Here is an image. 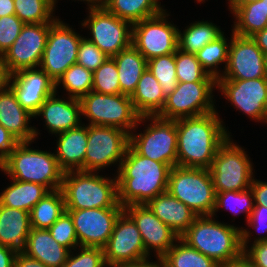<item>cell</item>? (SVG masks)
I'll return each mask as SVG.
<instances>
[{"label":"cell","instance_id":"25","mask_svg":"<svg viewBox=\"0 0 267 267\" xmlns=\"http://www.w3.org/2000/svg\"><path fill=\"white\" fill-rule=\"evenodd\" d=\"M147 205L163 223L181 237L194 222L197 215L168 191L151 199Z\"/></svg>","mask_w":267,"mask_h":267},{"label":"cell","instance_id":"24","mask_svg":"<svg viewBox=\"0 0 267 267\" xmlns=\"http://www.w3.org/2000/svg\"><path fill=\"white\" fill-rule=\"evenodd\" d=\"M55 157L64 172L85 171L88 124L58 134Z\"/></svg>","mask_w":267,"mask_h":267},{"label":"cell","instance_id":"27","mask_svg":"<svg viewBox=\"0 0 267 267\" xmlns=\"http://www.w3.org/2000/svg\"><path fill=\"white\" fill-rule=\"evenodd\" d=\"M31 230L30 213L0 204V245L22 251Z\"/></svg>","mask_w":267,"mask_h":267},{"label":"cell","instance_id":"43","mask_svg":"<svg viewBox=\"0 0 267 267\" xmlns=\"http://www.w3.org/2000/svg\"><path fill=\"white\" fill-rule=\"evenodd\" d=\"M48 231L54 240H56L60 245L68 248L70 251L79 247L73 220L67 211H65L51 225Z\"/></svg>","mask_w":267,"mask_h":267},{"label":"cell","instance_id":"1","mask_svg":"<svg viewBox=\"0 0 267 267\" xmlns=\"http://www.w3.org/2000/svg\"><path fill=\"white\" fill-rule=\"evenodd\" d=\"M219 114L176 120L177 166L209 169L218 148L229 138Z\"/></svg>","mask_w":267,"mask_h":267},{"label":"cell","instance_id":"59","mask_svg":"<svg viewBox=\"0 0 267 267\" xmlns=\"http://www.w3.org/2000/svg\"><path fill=\"white\" fill-rule=\"evenodd\" d=\"M52 1H53L54 8H55V4L57 0H52ZM80 1H86L89 9L102 8L104 7V4H105V0H80Z\"/></svg>","mask_w":267,"mask_h":267},{"label":"cell","instance_id":"26","mask_svg":"<svg viewBox=\"0 0 267 267\" xmlns=\"http://www.w3.org/2000/svg\"><path fill=\"white\" fill-rule=\"evenodd\" d=\"M22 252L47 267H62L70 250L54 240L48 229L31 228Z\"/></svg>","mask_w":267,"mask_h":267},{"label":"cell","instance_id":"33","mask_svg":"<svg viewBox=\"0 0 267 267\" xmlns=\"http://www.w3.org/2000/svg\"><path fill=\"white\" fill-rule=\"evenodd\" d=\"M223 31L212 22L195 21L181 33L178 30V49L196 54L206 44L219 37Z\"/></svg>","mask_w":267,"mask_h":267},{"label":"cell","instance_id":"12","mask_svg":"<svg viewBox=\"0 0 267 267\" xmlns=\"http://www.w3.org/2000/svg\"><path fill=\"white\" fill-rule=\"evenodd\" d=\"M164 10L159 15L133 23L132 45L148 61L178 49V28L167 21Z\"/></svg>","mask_w":267,"mask_h":267},{"label":"cell","instance_id":"4","mask_svg":"<svg viewBox=\"0 0 267 267\" xmlns=\"http://www.w3.org/2000/svg\"><path fill=\"white\" fill-rule=\"evenodd\" d=\"M34 141L19 142L0 166L11 179L45 186L49 191L61 189L64 171L55 154L29 148Z\"/></svg>","mask_w":267,"mask_h":267},{"label":"cell","instance_id":"30","mask_svg":"<svg viewBox=\"0 0 267 267\" xmlns=\"http://www.w3.org/2000/svg\"><path fill=\"white\" fill-rule=\"evenodd\" d=\"M0 194V204L30 213L31 209L50 191L37 183L12 179Z\"/></svg>","mask_w":267,"mask_h":267},{"label":"cell","instance_id":"6","mask_svg":"<svg viewBox=\"0 0 267 267\" xmlns=\"http://www.w3.org/2000/svg\"><path fill=\"white\" fill-rule=\"evenodd\" d=\"M167 191L197 216L213 214L216 193L209 169L172 167Z\"/></svg>","mask_w":267,"mask_h":267},{"label":"cell","instance_id":"58","mask_svg":"<svg viewBox=\"0 0 267 267\" xmlns=\"http://www.w3.org/2000/svg\"><path fill=\"white\" fill-rule=\"evenodd\" d=\"M230 11L233 13L238 7L248 3H253L259 0H228Z\"/></svg>","mask_w":267,"mask_h":267},{"label":"cell","instance_id":"60","mask_svg":"<svg viewBox=\"0 0 267 267\" xmlns=\"http://www.w3.org/2000/svg\"><path fill=\"white\" fill-rule=\"evenodd\" d=\"M264 67H265V77L267 78V55L264 58Z\"/></svg>","mask_w":267,"mask_h":267},{"label":"cell","instance_id":"34","mask_svg":"<svg viewBox=\"0 0 267 267\" xmlns=\"http://www.w3.org/2000/svg\"><path fill=\"white\" fill-rule=\"evenodd\" d=\"M233 15L236 17L233 33L243 37H251L267 27V13L263 0L238 7ZM236 23V24H235Z\"/></svg>","mask_w":267,"mask_h":267},{"label":"cell","instance_id":"22","mask_svg":"<svg viewBox=\"0 0 267 267\" xmlns=\"http://www.w3.org/2000/svg\"><path fill=\"white\" fill-rule=\"evenodd\" d=\"M57 90L50 95L41 105L35 115L43 116L49 132L59 134L81 125V103L77 98L69 97L68 100L56 98Z\"/></svg>","mask_w":267,"mask_h":267},{"label":"cell","instance_id":"14","mask_svg":"<svg viewBox=\"0 0 267 267\" xmlns=\"http://www.w3.org/2000/svg\"><path fill=\"white\" fill-rule=\"evenodd\" d=\"M82 36L59 18L50 26L40 68L56 83L63 73L76 64Z\"/></svg>","mask_w":267,"mask_h":267},{"label":"cell","instance_id":"50","mask_svg":"<svg viewBox=\"0 0 267 267\" xmlns=\"http://www.w3.org/2000/svg\"><path fill=\"white\" fill-rule=\"evenodd\" d=\"M250 189L254 195V205L267 206V182L257 179L252 180Z\"/></svg>","mask_w":267,"mask_h":267},{"label":"cell","instance_id":"36","mask_svg":"<svg viewBox=\"0 0 267 267\" xmlns=\"http://www.w3.org/2000/svg\"><path fill=\"white\" fill-rule=\"evenodd\" d=\"M229 43L224 36V32L215 40L206 44L195 55L200 62L202 68L216 80L221 77L222 73L218 70V65L225 63V68L228 61ZM217 69V70H216Z\"/></svg>","mask_w":267,"mask_h":267},{"label":"cell","instance_id":"57","mask_svg":"<svg viewBox=\"0 0 267 267\" xmlns=\"http://www.w3.org/2000/svg\"><path fill=\"white\" fill-rule=\"evenodd\" d=\"M9 74L5 68V65L0 57V91L8 85Z\"/></svg>","mask_w":267,"mask_h":267},{"label":"cell","instance_id":"46","mask_svg":"<svg viewBox=\"0 0 267 267\" xmlns=\"http://www.w3.org/2000/svg\"><path fill=\"white\" fill-rule=\"evenodd\" d=\"M24 25L15 14L0 18V57L12 46Z\"/></svg>","mask_w":267,"mask_h":267},{"label":"cell","instance_id":"45","mask_svg":"<svg viewBox=\"0 0 267 267\" xmlns=\"http://www.w3.org/2000/svg\"><path fill=\"white\" fill-rule=\"evenodd\" d=\"M79 247L81 251L76 256L70 251L67 261L62 267H107L102 248Z\"/></svg>","mask_w":267,"mask_h":267},{"label":"cell","instance_id":"11","mask_svg":"<svg viewBox=\"0 0 267 267\" xmlns=\"http://www.w3.org/2000/svg\"><path fill=\"white\" fill-rule=\"evenodd\" d=\"M216 86L217 82H178L157 116L177 120L216 111L212 95Z\"/></svg>","mask_w":267,"mask_h":267},{"label":"cell","instance_id":"37","mask_svg":"<svg viewBox=\"0 0 267 267\" xmlns=\"http://www.w3.org/2000/svg\"><path fill=\"white\" fill-rule=\"evenodd\" d=\"M15 15L24 24L54 23L52 0H14Z\"/></svg>","mask_w":267,"mask_h":267},{"label":"cell","instance_id":"51","mask_svg":"<svg viewBox=\"0 0 267 267\" xmlns=\"http://www.w3.org/2000/svg\"><path fill=\"white\" fill-rule=\"evenodd\" d=\"M14 267H47L42 262L26 255L22 251H18Z\"/></svg>","mask_w":267,"mask_h":267},{"label":"cell","instance_id":"13","mask_svg":"<svg viewBox=\"0 0 267 267\" xmlns=\"http://www.w3.org/2000/svg\"><path fill=\"white\" fill-rule=\"evenodd\" d=\"M89 16L82 26L90 30L92 41L107 56L113 57L132 45V26L104 7L89 9Z\"/></svg>","mask_w":267,"mask_h":267},{"label":"cell","instance_id":"18","mask_svg":"<svg viewBox=\"0 0 267 267\" xmlns=\"http://www.w3.org/2000/svg\"><path fill=\"white\" fill-rule=\"evenodd\" d=\"M66 211L72 217L79 246L103 249L124 207Z\"/></svg>","mask_w":267,"mask_h":267},{"label":"cell","instance_id":"29","mask_svg":"<svg viewBox=\"0 0 267 267\" xmlns=\"http://www.w3.org/2000/svg\"><path fill=\"white\" fill-rule=\"evenodd\" d=\"M112 58L118 69L121 94L131 96L143 72L147 69V60L133 45Z\"/></svg>","mask_w":267,"mask_h":267},{"label":"cell","instance_id":"19","mask_svg":"<svg viewBox=\"0 0 267 267\" xmlns=\"http://www.w3.org/2000/svg\"><path fill=\"white\" fill-rule=\"evenodd\" d=\"M225 71L218 79L249 80L265 77V54L251 37L233 33Z\"/></svg>","mask_w":267,"mask_h":267},{"label":"cell","instance_id":"40","mask_svg":"<svg viewBox=\"0 0 267 267\" xmlns=\"http://www.w3.org/2000/svg\"><path fill=\"white\" fill-rule=\"evenodd\" d=\"M175 63L178 82H217L202 68L195 54L177 49Z\"/></svg>","mask_w":267,"mask_h":267},{"label":"cell","instance_id":"10","mask_svg":"<svg viewBox=\"0 0 267 267\" xmlns=\"http://www.w3.org/2000/svg\"><path fill=\"white\" fill-rule=\"evenodd\" d=\"M85 171L97 172L117 164L118 169L130 145V134L113 126L88 125Z\"/></svg>","mask_w":267,"mask_h":267},{"label":"cell","instance_id":"17","mask_svg":"<svg viewBox=\"0 0 267 267\" xmlns=\"http://www.w3.org/2000/svg\"><path fill=\"white\" fill-rule=\"evenodd\" d=\"M216 87L233 107L258 122L267 123V78L217 79Z\"/></svg>","mask_w":267,"mask_h":267},{"label":"cell","instance_id":"53","mask_svg":"<svg viewBox=\"0 0 267 267\" xmlns=\"http://www.w3.org/2000/svg\"><path fill=\"white\" fill-rule=\"evenodd\" d=\"M251 38L256 42L262 52L267 55V27L256 32Z\"/></svg>","mask_w":267,"mask_h":267},{"label":"cell","instance_id":"55","mask_svg":"<svg viewBox=\"0 0 267 267\" xmlns=\"http://www.w3.org/2000/svg\"><path fill=\"white\" fill-rule=\"evenodd\" d=\"M15 14L14 0H0V18Z\"/></svg>","mask_w":267,"mask_h":267},{"label":"cell","instance_id":"7","mask_svg":"<svg viewBox=\"0 0 267 267\" xmlns=\"http://www.w3.org/2000/svg\"><path fill=\"white\" fill-rule=\"evenodd\" d=\"M79 100L82 115L90 119L89 125L113 126L130 134L143 123V116L136 112L128 95L90 91Z\"/></svg>","mask_w":267,"mask_h":267},{"label":"cell","instance_id":"52","mask_svg":"<svg viewBox=\"0 0 267 267\" xmlns=\"http://www.w3.org/2000/svg\"><path fill=\"white\" fill-rule=\"evenodd\" d=\"M17 251L0 245V267H14Z\"/></svg>","mask_w":267,"mask_h":267},{"label":"cell","instance_id":"20","mask_svg":"<svg viewBox=\"0 0 267 267\" xmlns=\"http://www.w3.org/2000/svg\"><path fill=\"white\" fill-rule=\"evenodd\" d=\"M124 211L134 220L141 234L147 256L150 250L161 259L180 237L158 217L147 204L127 205Z\"/></svg>","mask_w":267,"mask_h":267},{"label":"cell","instance_id":"44","mask_svg":"<svg viewBox=\"0 0 267 267\" xmlns=\"http://www.w3.org/2000/svg\"><path fill=\"white\" fill-rule=\"evenodd\" d=\"M109 56L102 52L88 38L82 37L78 46L76 64L83 66L85 69L94 72L102 65Z\"/></svg>","mask_w":267,"mask_h":267},{"label":"cell","instance_id":"35","mask_svg":"<svg viewBox=\"0 0 267 267\" xmlns=\"http://www.w3.org/2000/svg\"><path fill=\"white\" fill-rule=\"evenodd\" d=\"M177 243L161 258L162 267H219L213 259L190 247L181 238Z\"/></svg>","mask_w":267,"mask_h":267},{"label":"cell","instance_id":"48","mask_svg":"<svg viewBox=\"0 0 267 267\" xmlns=\"http://www.w3.org/2000/svg\"><path fill=\"white\" fill-rule=\"evenodd\" d=\"M248 227H253L258 233L265 232L264 236L255 238L253 243L267 241V206L254 205L250 218L247 220Z\"/></svg>","mask_w":267,"mask_h":267},{"label":"cell","instance_id":"39","mask_svg":"<svg viewBox=\"0 0 267 267\" xmlns=\"http://www.w3.org/2000/svg\"><path fill=\"white\" fill-rule=\"evenodd\" d=\"M147 68L158 80L167 98L177 86L175 53L161 55L147 61Z\"/></svg>","mask_w":267,"mask_h":267},{"label":"cell","instance_id":"62","mask_svg":"<svg viewBox=\"0 0 267 267\" xmlns=\"http://www.w3.org/2000/svg\"><path fill=\"white\" fill-rule=\"evenodd\" d=\"M202 1L205 2V0H197V2H199V3L202 2Z\"/></svg>","mask_w":267,"mask_h":267},{"label":"cell","instance_id":"38","mask_svg":"<svg viewBox=\"0 0 267 267\" xmlns=\"http://www.w3.org/2000/svg\"><path fill=\"white\" fill-rule=\"evenodd\" d=\"M63 84L69 97L80 99L93 88V72L78 64L71 65L55 83V89Z\"/></svg>","mask_w":267,"mask_h":267},{"label":"cell","instance_id":"9","mask_svg":"<svg viewBox=\"0 0 267 267\" xmlns=\"http://www.w3.org/2000/svg\"><path fill=\"white\" fill-rule=\"evenodd\" d=\"M151 121L145 131L130 133V146L140 155L157 162L177 166V127L176 120L158 116H143V121Z\"/></svg>","mask_w":267,"mask_h":267},{"label":"cell","instance_id":"15","mask_svg":"<svg viewBox=\"0 0 267 267\" xmlns=\"http://www.w3.org/2000/svg\"><path fill=\"white\" fill-rule=\"evenodd\" d=\"M52 24L23 26L15 42L1 57L9 75L22 69L39 68Z\"/></svg>","mask_w":267,"mask_h":267},{"label":"cell","instance_id":"5","mask_svg":"<svg viewBox=\"0 0 267 267\" xmlns=\"http://www.w3.org/2000/svg\"><path fill=\"white\" fill-rule=\"evenodd\" d=\"M61 191L66 210L123 207L118 202L117 178L97 172H64Z\"/></svg>","mask_w":267,"mask_h":267},{"label":"cell","instance_id":"16","mask_svg":"<svg viewBox=\"0 0 267 267\" xmlns=\"http://www.w3.org/2000/svg\"><path fill=\"white\" fill-rule=\"evenodd\" d=\"M103 251L107 267L149 259L137 225L125 211L116 220Z\"/></svg>","mask_w":267,"mask_h":267},{"label":"cell","instance_id":"28","mask_svg":"<svg viewBox=\"0 0 267 267\" xmlns=\"http://www.w3.org/2000/svg\"><path fill=\"white\" fill-rule=\"evenodd\" d=\"M130 98L140 116H157L166 102L161 85L148 68L143 72Z\"/></svg>","mask_w":267,"mask_h":267},{"label":"cell","instance_id":"47","mask_svg":"<svg viewBox=\"0 0 267 267\" xmlns=\"http://www.w3.org/2000/svg\"><path fill=\"white\" fill-rule=\"evenodd\" d=\"M251 232L242 227L241 229V248L245 257L254 267H267V241L253 243L250 249H247ZM250 237V238H249Z\"/></svg>","mask_w":267,"mask_h":267},{"label":"cell","instance_id":"31","mask_svg":"<svg viewBox=\"0 0 267 267\" xmlns=\"http://www.w3.org/2000/svg\"><path fill=\"white\" fill-rule=\"evenodd\" d=\"M159 3L158 0H105L104 8L133 24L162 13L165 9Z\"/></svg>","mask_w":267,"mask_h":267},{"label":"cell","instance_id":"49","mask_svg":"<svg viewBox=\"0 0 267 267\" xmlns=\"http://www.w3.org/2000/svg\"><path fill=\"white\" fill-rule=\"evenodd\" d=\"M19 141L2 125H0V166L6 161L9 153Z\"/></svg>","mask_w":267,"mask_h":267},{"label":"cell","instance_id":"8","mask_svg":"<svg viewBox=\"0 0 267 267\" xmlns=\"http://www.w3.org/2000/svg\"><path fill=\"white\" fill-rule=\"evenodd\" d=\"M246 151L229 138L218 148L209 168L215 193L249 189L253 180V165Z\"/></svg>","mask_w":267,"mask_h":267},{"label":"cell","instance_id":"56","mask_svg":"<svg viewBox=\"0 0 267 267\" xmlns=\"http://www.w3.org/2000/svg\"><path fill=\"white\" fill-rule=\"evenodd\" d=\"M114 267H162L161 259H158L156 262H150L148 259L135 262V263H126V264H120Z\"/></svg>","mask_w":267,"mask_h":267},{"label":"cell","instance_id":"54","mask_svg":"<svg viewBox=\"0 0 267 267\" xmlns=\"http://www.w3.org/2000/svg\"><path fill=\"white\" fill-rule=\"evenodd\" d=\"M219 267H254L252 263L242 254L239 258L220 264Z\"/></svg>","mask_w":267,"mask_h":267},{"label":"cell","instance_id":"61","mask_svg":"<svg viewBox=\"0 0 267 267\" xmlns=\"http://www.w3.org/2000/svg\"><path fill=\"white\" fill-rule=\"evenodd\" d=\"M263 4H264V8H265L266 13H267V0H263Z\"/></svg>","mask_w":267,"mask_h":267},{"label":"cell","instance_id":"32","mask_svg":"<svg viewBox=\"0 0 267 267\" xmlns=\"http://www.w3.org/2000/svg\"><path fill=\"white\" fill-rule=\"evenodd\" d=\"M65 211V200L61 189L50 191L31 209V228L49 229Z\"/></svg>","mask_w":267,"mask_h":267},{"label":"cell","instance_id":"21","mask_svg":"<svg viewBox=\"0 0 267 267\" xmlns=\"http://www.w3.org/2000/svg\"><path fill=\"white\" fill-rule=\"evenodd\" d=\"M8 86L21 106L34 117L56 90L55 82L41 68L22 69L9 75Z\"/></svg>","mask_w":267,"mask_h":267},{"label":"cell","instance_id":"3","mask_svg":"<svg viewBox=\"0 0 267 267\" xmlns=\"http://www.w3.org/2000/svg\"><path fill=\"white\" fill-rule=\"evenodd\" d=\"M180 238L219 265L243 254L241 228L216 222L212 215L197 216Z\"/></svg>","mask_w":267,"mask_h":267},{"label":"cell","instance_id":"41","mask_svg":"<svg viewBox=\"0 0 267 267\" xmlns=\"http://www.w3.org/2000/svg\"><path fill=\"white\" fill-rule=\"evenodd\" d=\"M254 207L253 191L249 188L243 191H224L216 193L215 208L212 216H216L219 208L228 209L234 213L233 215L241 213L246 214V219L250 218Z\"/></svg>","mask_w":267,"mask_h":267},{"label":"cell","instance_id":"2","mask_svg":"<svg viewBox=\"0 0 267 267\" xmlns=\"http://www.w3.org/2000/svg\"><path fill=\"white\" fill-rule=\"evenodd\" d=\"M168 164L138 154L130 145L117 171L118 202L123 206L147 204L168 189Z\"/></svg>","mask_w":267,"mask_h":267},{"label":"cell","instance_id":"42","mask_svg":"<svg viewBox=\"0 0 267 267\" xmlns=\"http://www.w3.org/2000/svg\"><path fill=\"white\" fill-rule=\"evenodd\" d=\"M92 91L101 94H121L118 69L113 58L109 57L93 72Z\"/></svg>","mask_w":267,"mask_h":267},{"label":"cell","instance_id":"23","mask_svg":"<svg viewBox=\"0 0 267 267\" xmlns=\"http://www.w3.org/2000/svg\"><path fill=\"white\" fill-rule=\"evenodd\" d=\"M31 117L34 116L21 106L8 85L0 91V125L19 142L34 141L39 134L35 127L28 125Z\"/></svg>","mask_w":267,"mask_h":267}]
</instances>
